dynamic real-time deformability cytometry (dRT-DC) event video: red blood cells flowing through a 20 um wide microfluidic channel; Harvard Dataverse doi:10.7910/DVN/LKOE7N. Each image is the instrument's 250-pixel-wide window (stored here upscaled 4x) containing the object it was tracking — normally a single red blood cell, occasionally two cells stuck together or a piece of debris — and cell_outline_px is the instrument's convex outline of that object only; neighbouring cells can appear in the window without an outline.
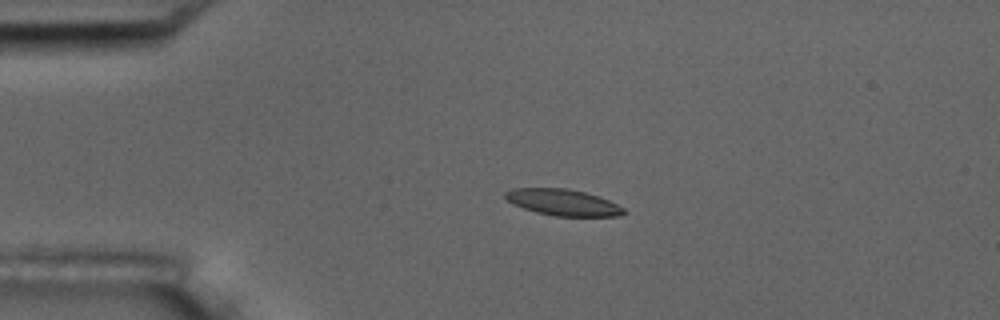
{"species": "common noctule bat (a hibernating species)", "species_latin": "Nyctalus noctula", "temperature_condition": "room temperature", "stored_images_in_passage": 3, "camera_frame_rate_fps": 3000, "um_per_image_px": 0.085, "animal": {"sex": "male", "body_mass_g": 17.5, "forearm_length_mm": 52.3}, "frame": {"image": 1, "passage_image": 1, "time_ms": 0.0, "image_size_px": [1000, 320], "cell_outline_px": [[628, 212], [620, 216], [556, 216], [536, 212], [512, 204], [504, 196], [504, 192], [512, 188], [568, 188], [584, 192], [608, 200], [624, 208]], "centroid_in_image_um": [47.84, 17.2], "position_along_channel_um": 37.2, "area_um2": 18.15}}
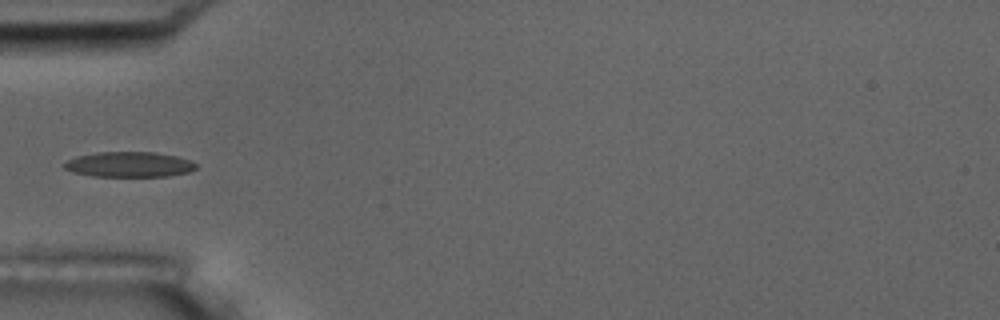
{"frame": {"image": 2, "passage_image": 3, "time_ms": 2.0, "image_size_px": [1000, 320], "cell_outline_px": [[196, 168], [188, 172], [168, 176], [92, 176], [72, 172], [64, 168], [64, 164], [68, 160], [76, 156], [96, 152], [156, 152], [176, 156], [188, 160], [196, 164]], "centroid_in_image_um": [10.95, 13.97], "position_along_channel_um": 74.0, "area_um2": 19.31}}